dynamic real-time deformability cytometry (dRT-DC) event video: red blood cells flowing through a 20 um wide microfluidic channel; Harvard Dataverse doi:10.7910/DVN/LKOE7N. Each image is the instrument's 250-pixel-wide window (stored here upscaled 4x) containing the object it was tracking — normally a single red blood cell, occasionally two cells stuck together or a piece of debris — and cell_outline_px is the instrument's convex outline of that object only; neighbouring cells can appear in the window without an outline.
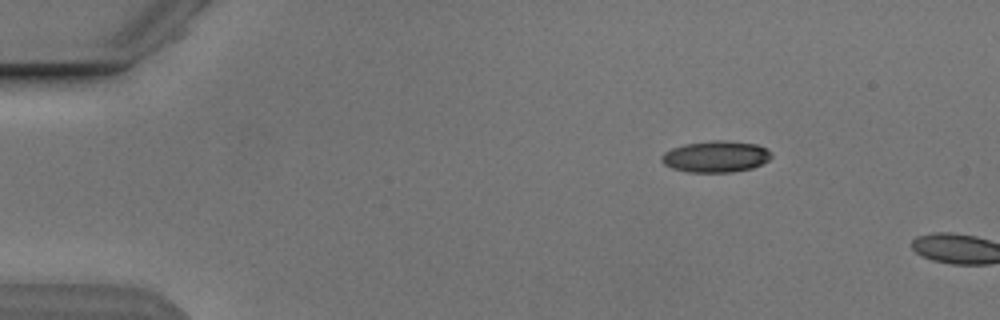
{"species": "Egyptian fruit bat (a non-hibernating species)", "species_latin": "Rousettus aegyptiacus", "temperature_condition": "cold", "stored_images_in_passage": 6, "camera_frame_rate_fps": 3000, "um_per_image_px": 0.085, "animal": {"sex": "male"}, "frame": {"image": 1, "passage_image": 6, "time_ms": 7.0, "image_size_px": [1000, 320], "cell_outline_px": [[772, 156], [768, 160], [752, 168], [732, 172], [688, 172], [672, 168], [664, 164], [660, 160], [660, 156], [664, 152], [672, 148], [684, 144], [712, 140], [728, 140], [756, 144], [772, 152]], "centroid_in_image_um": [60.82, 13.3], "position_along_channel_um": 24.2, "area_um2": 20.17}}